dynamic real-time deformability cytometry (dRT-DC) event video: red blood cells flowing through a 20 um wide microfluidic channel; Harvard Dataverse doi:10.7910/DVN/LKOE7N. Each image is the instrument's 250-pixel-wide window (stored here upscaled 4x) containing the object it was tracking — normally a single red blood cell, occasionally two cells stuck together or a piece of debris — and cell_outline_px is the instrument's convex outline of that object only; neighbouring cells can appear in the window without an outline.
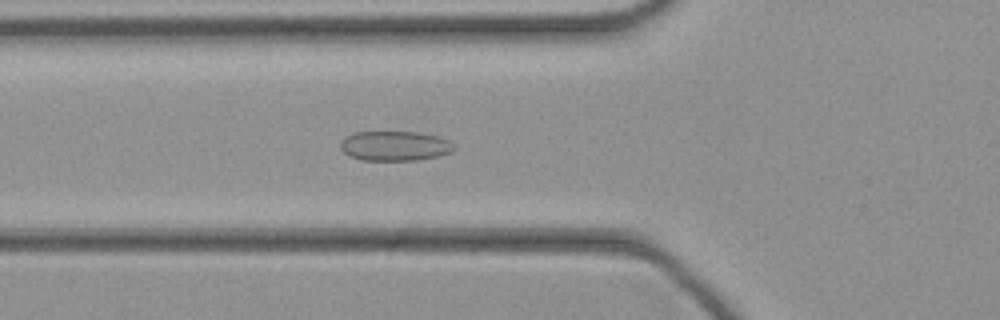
{"species": "common noctule bat (a hibernating species)", "species_latin": "Nyctalus noctula", "temperature_condition": "cold", "stored_images_in_passage": 33, "camera_frame_rate_fps": 3000, "um_per_image_px": 0.085, "animal": {"sex": "female", "body_mass_g": 21.9}, "frame": {"image": 1, "passage_image": 3, "time_ms": 0.667, "image_size_px": [1000, 320], "cell_outline_px": [[456, 148], [452, 152], [436, 156], [416, 160], [360, 160], [348, 156], [340, 148], [340, 140], [344, 136], [352, 132], [420, 132], [436, 136], [448, 140]], "centroid_in_image_um": [33.5, 12.4], "position_along_channel_um": 92.3, "area_um2": 19.83}}
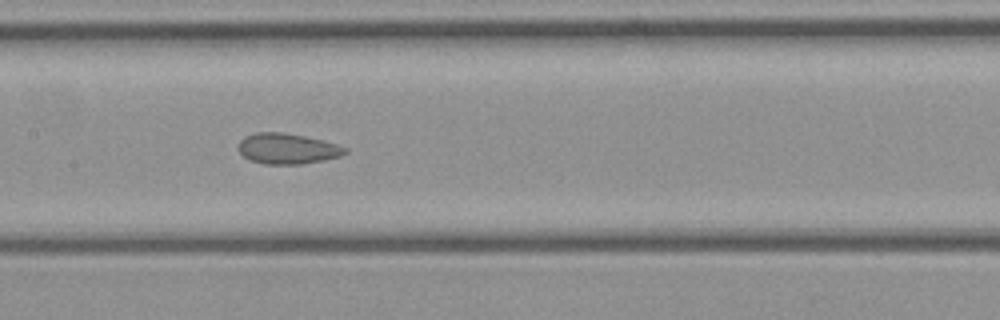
{"frame": {"image": 2, "passage_image": 9, "time_ms": 2.667, "image_size_px": [1000, 320], "cell_outline_px": [[348, 152], [340, 156], [324, 160], [304, 164], [264, 164], [248, 160], [236, 148], [236, 144], [244, 136], [256, 132], [284, 132], [324, 140], [348, 148]], "centroid_in_image_um": [24.4, 12.63], "position_along_channel_um": 183.0, "area_um2": 19.36}}
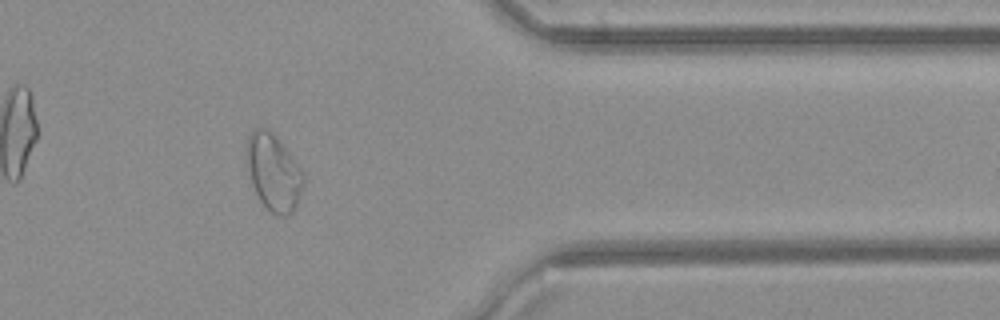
{"frame": {"image": 3, "passage_image": 24, "time_ms": 7.667, "image_size_px": [1000, 320], "cell_outline_px": [[304, 184], [296, 208], [288, 216], [276, 216], [260, 200], [252, 184], [244, 152], [244, 148], [248, 136], [252, 128], [268, 128], [276, 136], [292, 156], [300, 168], [304, 176]], "centroid_in_image_um": [23.23, 14.62], "position_along_channel_um": 388.2, "area_um2": 25.61}}